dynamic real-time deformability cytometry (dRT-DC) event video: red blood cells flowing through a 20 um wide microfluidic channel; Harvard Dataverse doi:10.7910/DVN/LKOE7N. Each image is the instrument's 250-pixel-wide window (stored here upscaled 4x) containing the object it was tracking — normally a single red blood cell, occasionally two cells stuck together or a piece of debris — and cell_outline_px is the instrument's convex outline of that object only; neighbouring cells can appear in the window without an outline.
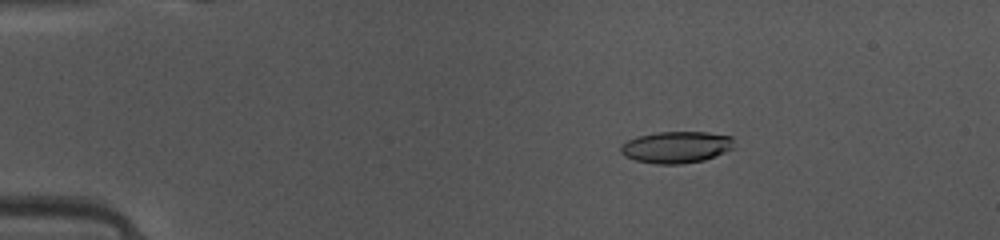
{"species": "common noctule bat (a hibernating species)", "species_latin": "Nyctalus noctula", "temperature_condition": "warm", "stored_images_in_passage": 48, "camera_frame_rate_fps": 3000, "um_per_image_px": 0.085, "animal": {"sex": "female", "body_mass_g": 10.0, "forearm_length_mm": 53.1}, "frame": {"image": 1, "passage_image": 8, "time_ms": 2.333, "image_size_px": [1000, 240], "cell_outline_px": [[732, 148], [716, 156], [704, 160], [680, 164], [656, 164], [636, 160], [624, 156], [620, 152], [620, 148], [628, 140], [636, 136], [656, 132], [708, 132], [732, 136]], "centroid_in_image_um": [57.47, 12.5], "position_along_channel_um": 27.5, "area_um2": 20.87}}
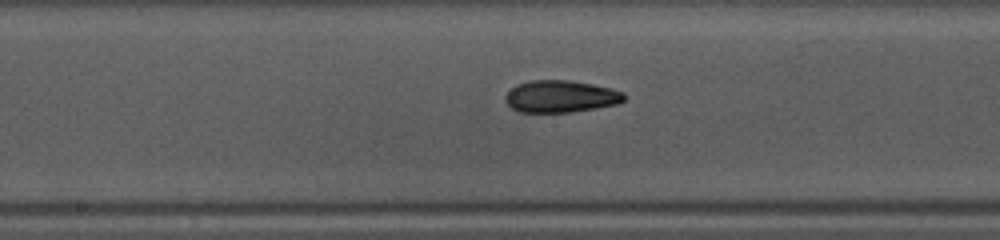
{"frame": {"image": 2, "passage_image": 25, "time_ms": 8.0, "image_size_px": [1000, 240], "cell_outline_px": [[628, 96], [624, 100], [616, 104], [596, 108], [572, 112], [520, 112], [512, 108], [508, 104], [504, 96], [516, 84], [528, 80], [572, 80], [612, 88], [624, 92]], "centroid_in_image_um": [47.68, 8.18], "position_along_channel_um": 200.5, "area_um2": 22.37}}
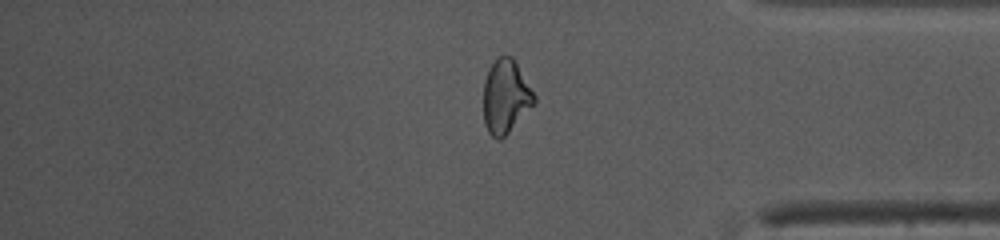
{"frame": {"image": 3, "passage_image": 40, "time_ms": 13.0, "image_size_px": [1000, 240], "cell_outline_px": [[536, 100], [508, 132], [500, 140], [492, 136], [488, 132], [484, 124], [484, 80], [488, 68], [500, 56], [512, 56], [536, 96]], "centroid_in_image_um": [42.96, 8.2], "position_along_channel_um": 392.2, "area_um2": 21.33}, "authors_computed_cell_mechanics": {"area_um2": 21.7906, "velocity_mm_per_s": 4.1389, "shape_relaxation_time_tau1_ms": 4.288, "shape_relaxation_time_tau2_ms": 0.9703, "deformation_change_tau1": 0.1671, "deformation_change_tau2": 0.0712}}